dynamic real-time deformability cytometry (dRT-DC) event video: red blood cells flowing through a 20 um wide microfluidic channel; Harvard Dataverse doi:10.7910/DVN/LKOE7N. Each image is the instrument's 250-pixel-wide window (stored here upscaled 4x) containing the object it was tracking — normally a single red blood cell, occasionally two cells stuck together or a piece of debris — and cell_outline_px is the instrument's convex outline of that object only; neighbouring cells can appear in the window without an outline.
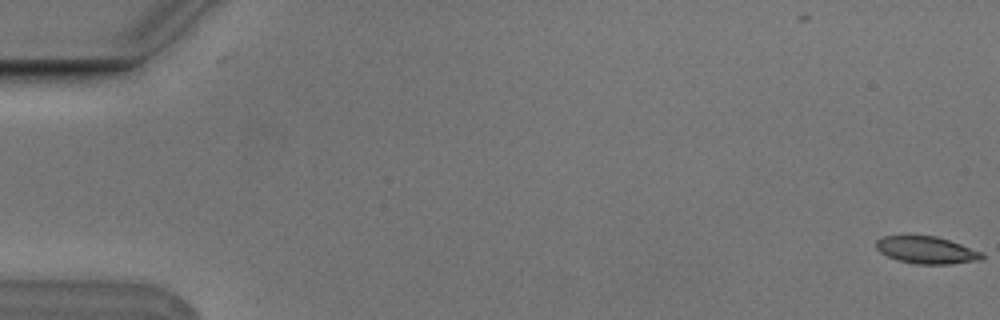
{"species": "Egyptian fruit bat (a non-hibernating species)", "species_latin": "Rousettus aegyptiacus", "temperature_condition": "cold", "stored_images_in_passage": 4, "camera_frame_rate_fps": 3000, "um_per_image_px": 0.085, "animal": {"sex": "male"}, "frame": {"image": 1, "passage_image": 1, "time_ms": 0.0, "image_size_px": [1000, 320], "cell_outline_px": [[984, 256], [980, 260], [948, 264], [916, 264], [896, 260], [880, 252], [876, 248], [876, 240], [880, 236], [936, 236], [984, 252]], "centroid_in_image_um": [78.74, 21.26], "position_along_channel_um": 6.3, "area_um2": 16.76}}